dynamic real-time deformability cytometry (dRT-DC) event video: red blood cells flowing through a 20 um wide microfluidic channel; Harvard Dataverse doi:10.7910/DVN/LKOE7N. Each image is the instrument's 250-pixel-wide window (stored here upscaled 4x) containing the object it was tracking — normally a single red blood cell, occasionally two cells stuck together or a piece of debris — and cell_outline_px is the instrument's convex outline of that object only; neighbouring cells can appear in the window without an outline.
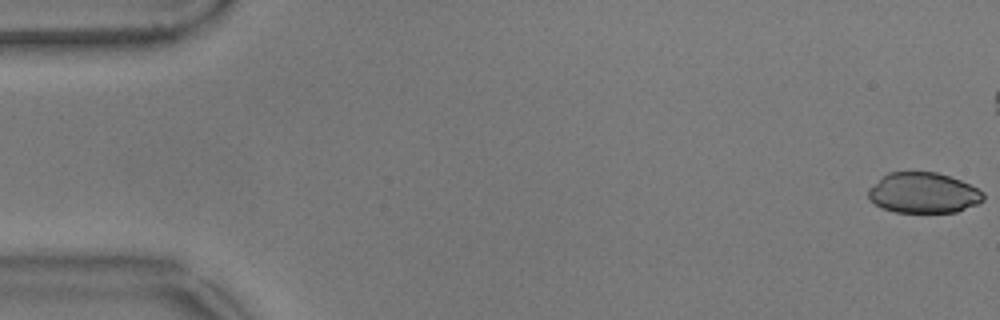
{"species": "common noctule bat (a hibernating species)", "species_latin": "Nyctalus noctula", "temperature_condition": "warm", "stored_images_in_passage": 17, "camera_frame_rate_fps": 3000, "um_per_image_px": 0.085, "animal": {"sex": "male", "body_mass_g": 17.9}, "frame": {"image": 1, "passage_image": 1, "time_ms": 0.0, "image_size_px": [1000, 320], "cell_outline_px": [[984, 200], [976, 204], [956, 212], [896, 212], [884, 208], [876, 204], [868, 196], [868, 188], [888, 172], [936, 172], [960, 180], [984, 192]], "centroid_in_image_um": [78.49, 16.39], "position_along_channel_um": 6.5, "area_um2": 26.88}}